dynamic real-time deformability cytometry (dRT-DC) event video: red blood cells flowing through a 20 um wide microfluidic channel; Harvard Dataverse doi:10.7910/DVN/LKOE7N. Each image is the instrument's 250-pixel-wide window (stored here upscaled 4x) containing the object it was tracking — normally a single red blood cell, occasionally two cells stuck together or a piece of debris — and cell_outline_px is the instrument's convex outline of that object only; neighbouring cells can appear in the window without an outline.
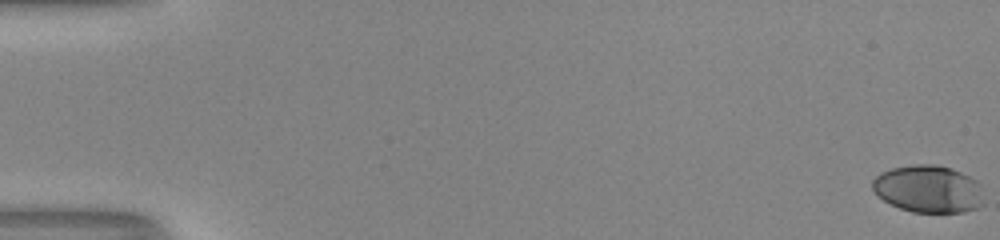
{"species": "human", "species_latin": "Homo sapiens", "temperature_condition": "room temperature", "stored_images_in_passage": 54, "camera_frame_rate_fps": 3000, "um_per_image_px": 0.085, "donor": {"sex": "male"}, "frame": {"image": 1, "passage_image": 1, "time_ms": 0.0, "image_size_px": [1000, 240], "cell_outline_px": [[984, 204], [976, 208], [964, 212], [912, 212], [900, 208], [884, 200], [872, 188], [872, 180], [880, 172], [892, 168], [912, 164], [936, 164], [952, 168], [976, 180], [980, 184]], "centroid_in_image_um": [78.92, 16.05], "position_along_channel_um": 6.1, "area_um2": 30.81}}
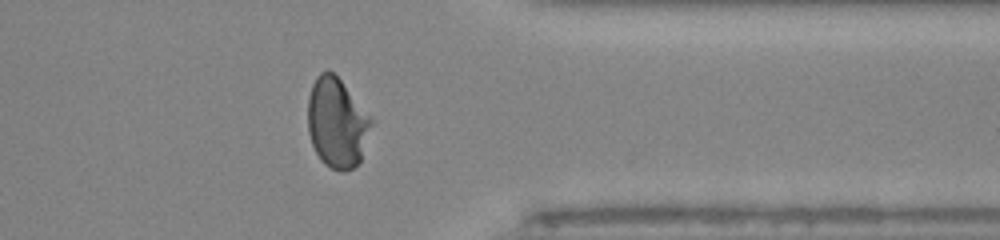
{"frame": {"image": 2, "passage_image": 44, "time_ms": 14.333, "image_size_px": [1000, 240], "cell_outline_px": [[376, 120], [360, 164], [344, 172], [340, 172], [324, 164], [320, 160], [312, 144], [308, 132], [308, 96], [312, 84], [316, 76], [320, 72], [332, 72], [340, 80]], "centroid_in_image_um": [28.69, 10.48], "position_along_channel_um": 382.7, "area_um2": 33.99}}
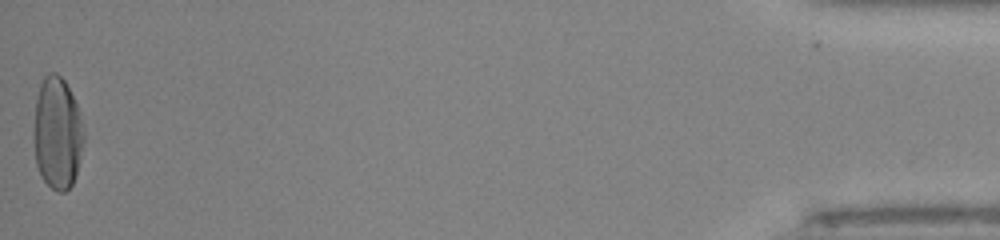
{"frame": {"image": 3, "passage_image": 54, "time_ms": 17.667, "image_size_px": [1000, 240], "cell_outline_px": [[84, 140], [76, 176], [72, 184], [64, 192], [56, 192], [40, 176], [36, 164], [32, 136], [32, 132], [36, 96], [40, 84], [44, 76], [48, 72], [56, 72], [64, 80], [80, 112], [84, 132]], "centroid_in_image_um": [4.84, 11.32], "position_along_channel_um": 430.4, "area_um2": 33.29}, "authors_computed_cell_mechanics": {"area_um2": 31.8767, "velocity_mm_per_s": 4.0597, "shape_relaxation_time_tau1_ms": 6.3547, "shape_relaxation_time_tau2_ms": null, "deformation_change_tau1": 0.2405, "deformation_change_tau2": null}}